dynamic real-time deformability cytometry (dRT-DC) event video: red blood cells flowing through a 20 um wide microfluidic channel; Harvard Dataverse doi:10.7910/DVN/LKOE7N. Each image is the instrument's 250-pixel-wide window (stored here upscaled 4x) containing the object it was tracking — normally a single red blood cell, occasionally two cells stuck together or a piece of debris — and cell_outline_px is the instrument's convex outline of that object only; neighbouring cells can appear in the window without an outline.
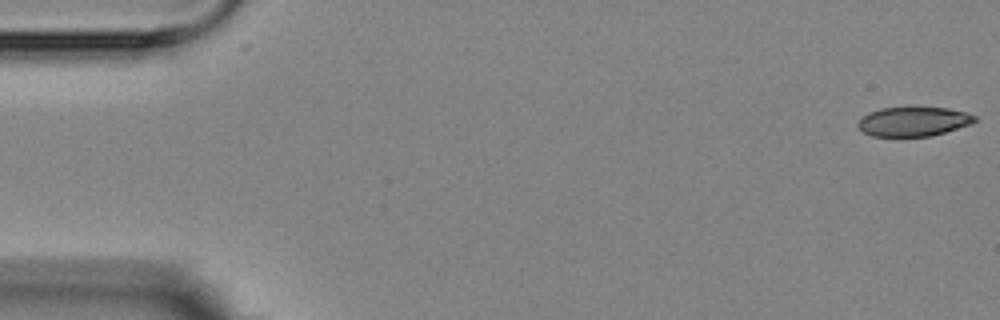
{"species": "Egyptian fruit bat (a non-hibernating species)", "species_latin": "Rousettus aegyptiacus", "temperature_condition": "room temperature", "stored_images_in_passage": 4, "camera_frame_rate_fps": 3000, "um_per_image_px": 0.085, "animal": {"sex": "female"}, "frame": {"image": 1, "passage_image": 1, "time_ms": 0.0, "image_size_px": [1000, 320], "cell_outline_px": [[976, 120], [972, 124], [932, 136], [872, 136], [864, 132], [856, 124], [864, 116], [880, 108], [948, 108], [968, 112], [976, 116]], "centroid_in_image_um": [77.7, 10.34], "position_along_channel_um": 7.3, "area_um2": 19.77}}